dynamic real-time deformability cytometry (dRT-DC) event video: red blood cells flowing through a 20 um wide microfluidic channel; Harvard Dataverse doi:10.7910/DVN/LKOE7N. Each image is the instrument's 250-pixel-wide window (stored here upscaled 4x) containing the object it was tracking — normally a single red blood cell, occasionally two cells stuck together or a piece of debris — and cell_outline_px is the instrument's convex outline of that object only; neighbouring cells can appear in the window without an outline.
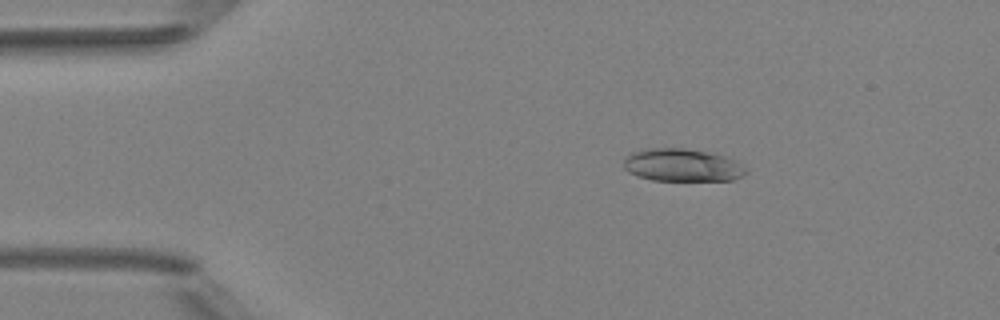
{"species": "Egyptian fruit bat (a non-hibernating species)", "species_latin": "Rousettus aegyptiacus", "temperature_condition": "room temperature", "stored_images_in_passage": 5, "camera_frame_rate_fps": 3000, "um_per_image_px": 0.085, "animal": {"sex": "female"}, "frame": {"image": 1, "passage_image": 3, "time_ms": 2.333, "image_size_px": [1000, 320], "cell_outline_px": [[748, 172], [744, 176], [732, 180], [652, 180], [636, 176], [628, 172], [624, 168], [624, 156], [632, 152], [652, 148], [688, 148], [724, 156], [748, 168]], "centroid_in_image_um": [57.98, 14.04], "position_along_channel_um": 27.0, "area_um2": 23.35}}
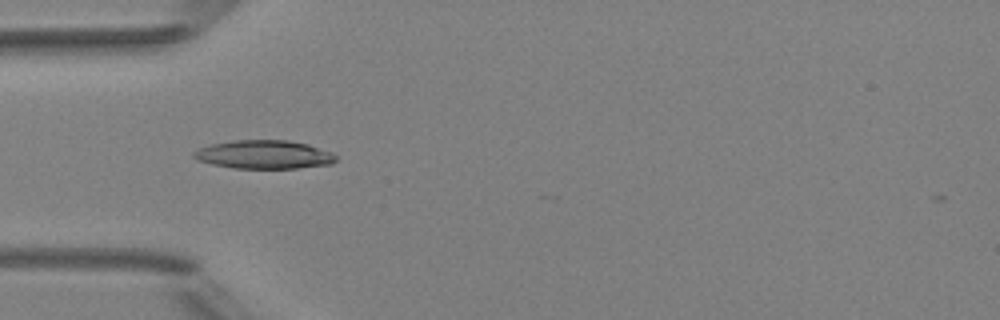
{"frame": {"image": 2, "passage_image": 5, "time_ms": 4.667, "image_size_px": [1000, 320], "cell_outline_px": [[336, 160], [332, 164], [296, 168], [232, 168], [212, 164], [200, 160], [192, 156], [192, 152], [200, 148], [212, 144], [232, 140], [288, 140], [308, 144], [332, 152], [336, 156]], "centroid_in_image_um": [22.46, 13.13], "position_along_channel_um": 62.5, "area_um2": 23.58}}